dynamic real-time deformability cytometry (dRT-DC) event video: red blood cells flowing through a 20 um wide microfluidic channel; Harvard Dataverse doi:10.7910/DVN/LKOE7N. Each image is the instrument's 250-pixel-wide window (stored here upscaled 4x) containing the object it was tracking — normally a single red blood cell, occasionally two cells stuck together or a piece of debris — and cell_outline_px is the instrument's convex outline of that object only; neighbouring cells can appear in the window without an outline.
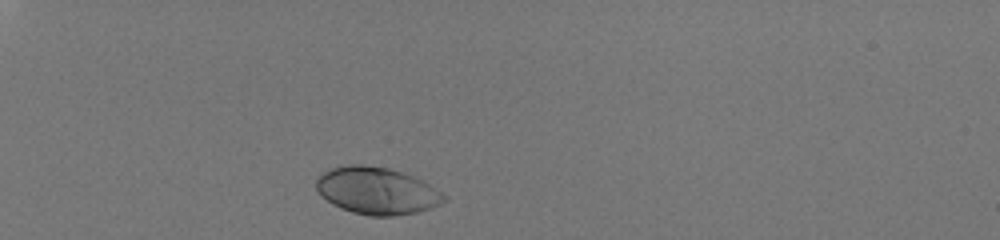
{"species": "human", "species_latin": "Homo sapiens", "temperature_condition": "room temperature", "stored_images_in_passage": 32, "camera_frame_rate_fps": 3000, "um_per_image_px": 0.085, "donor": {"sex": "male"}, "frame": {"image": 1, "passage_image": 2, "time_ms": 0.333, "image_size_px": [1000, 240], "cell_outline_px": [[448, 196], [440, 204], [420, 212], [392, 216], [372, 216], [352, 212], [340, 208], [332, 204], [316, 188], [316, 180], [324, 172], [332, 168], [348, 164], [364, 164], [384, 168], [400, 172], [424, 180]], "centroid_in_image_um": [32.06, 16.22], "position_along_channel_um": 52.9, "area_um2": 34.91}}
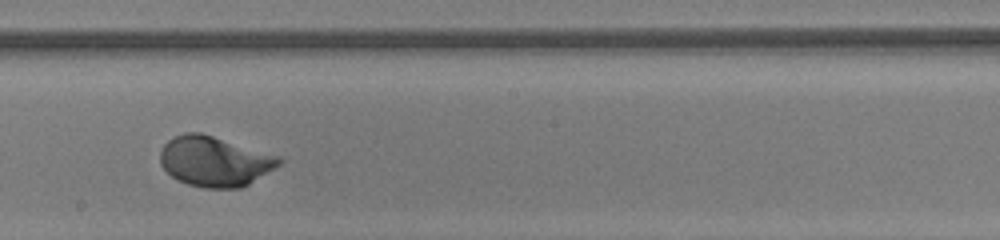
{"frame": {"image": 2, "passage_image": 19, "time_ms": 6.0, "image_size_px": [1000, 240], "cell_outline_px": [[284, 160], [280, 164], [248, 184], [240, 188], [204, 188], [188, 184], [176, 180], [160, 164], [160, 152], [164, 144], [168, 140], [184, 132], [200, 132], [280, 156]], "centroid_in_image_um": [18.23, 13.71], "position_along_channel_um": 230.0, "area_um2": 34.56}}
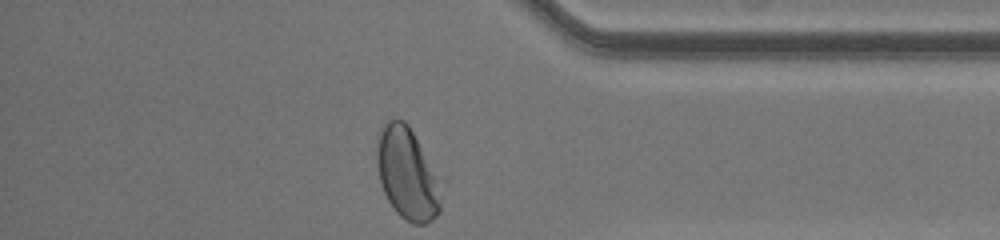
{"frame": {"image": 3, "passage_image": 32, "time_ms": 10.333, "image_size_px": [1000, 240], "cell_outline_px": [[448, 180], [440, 212], [432, 220], [424, 224], [412, 224], [400, 216], [396, 212], [388, 200], [384, 192], [380, 180], [376, 156], [376, 136], [384, 120], [396, 116], [404, 120], [408, 124], [448, 176]], "centroid_in_image_um": [34.78, 14.69], "position_along_channel_um": 400.4, "area_um2": 37.8}, "authors_computed_cell_mechanics": {"area_um2": 34.3332, "velocity_mm_per_s": 4.0782, "shape_relaxation_time_tau1_ms": 1.8028, "shape_relaxation_time_tau2_ms": null, "deformation_change_tau1": 0.1616, "deformation_change_tau2": null}}